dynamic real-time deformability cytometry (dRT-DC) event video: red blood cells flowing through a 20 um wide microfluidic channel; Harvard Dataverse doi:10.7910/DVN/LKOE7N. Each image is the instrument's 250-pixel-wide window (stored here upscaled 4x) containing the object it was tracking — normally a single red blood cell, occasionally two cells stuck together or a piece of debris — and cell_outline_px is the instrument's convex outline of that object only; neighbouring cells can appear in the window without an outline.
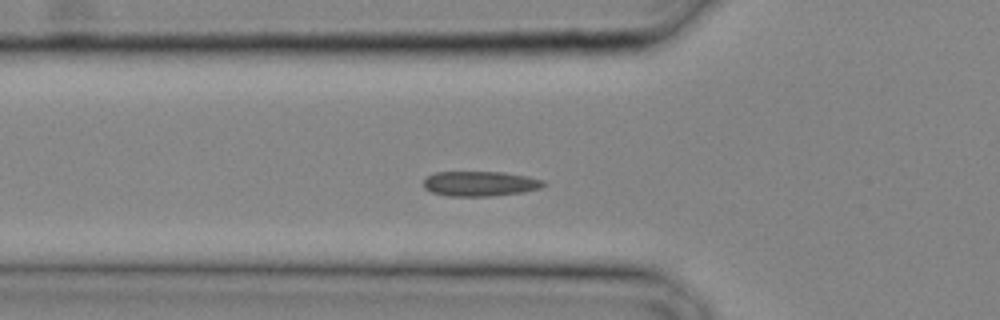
{"species": "common noctule bat (a hibernating species)", "species_latin": "Nyctalus noctula", "temperature_condition": "cold", "stored_images_in_passage": 27, "camera_frame_rate_fps": 3000, "um_per_image_px": 0.085, "animal": {"sex": "male", "body_mass_g": 20.4}, "frame": {"image": 1, "passage_image": 8, "time_ms": 2.333, "image_size_px": [1000, 320], "cell_outline_px": [[548, 184], [540, 188], [520, 192], [492, 196], [448, 196], [432, 192], [424, 188], [424, 180], [428, 176], [436, 172], [504, 172], [528, 176], [544, 180]], "centroid_in_image_um": [40.83, 15.61], "position_along_channel_um": 85.0, "area_um2": 17.46}}